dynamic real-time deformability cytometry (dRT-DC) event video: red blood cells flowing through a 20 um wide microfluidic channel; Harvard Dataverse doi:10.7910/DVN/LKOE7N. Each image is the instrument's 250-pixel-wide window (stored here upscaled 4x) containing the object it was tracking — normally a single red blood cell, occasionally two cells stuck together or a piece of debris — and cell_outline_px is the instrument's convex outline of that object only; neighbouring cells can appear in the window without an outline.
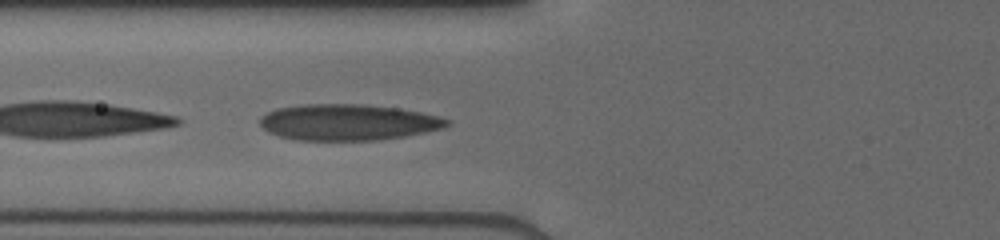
{"species": "human", "species_latin": "Homo sapiens", "temperature_condition": "cold", "stored_images_in_passage": 7, "camera_frame_rate_fps": 3000, "um_per_image_px": 0.085, "donor": {"sex": "male"}, "frame": {"image": 1, "passage_image": 5, "time_ms": 2.333, "image_size_px": [1000, 240], "cell_outline_px": [[452, 124], [444, 128], [404, 136], [376, 140], [296, 140], [280, 136], [268, 132], [260, 124], [260, 116], [268, 112], [280, 108], [308, 104], [360, 104], [396, 108], [420, 112], [440, 116], [452, 120]], "centroid_in_image_um": [29.62, 10.39], "position_along_channel_um": 96.2, "area_um2": 39.25}}
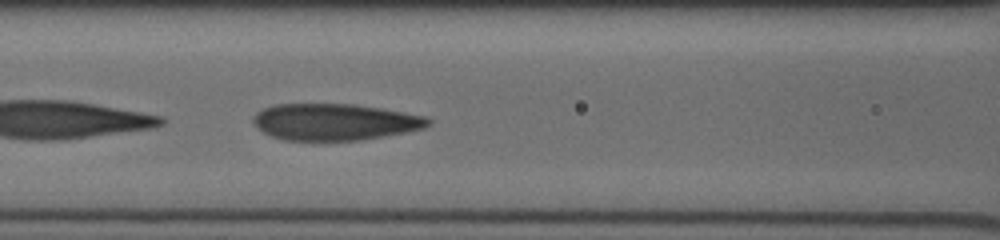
{"frame": {"image": 2, "passage_image": 7, "time_ms": 3.333, "image_size_px": [1000, 240], "cell_outline_px": [[432, 124], [424, 128], [404, 132], [360, 140], [284, 140], [272, 136], [264, 132], [252, 120], [252, 116], [256, 112], [272, 104], [356, 104], [404, 112], [424, 116], [432, 120]], "centroid_in_image_um": [28.45, 10.35], "position_along_channel_um": 138.1, "area_um2": 37.17}}